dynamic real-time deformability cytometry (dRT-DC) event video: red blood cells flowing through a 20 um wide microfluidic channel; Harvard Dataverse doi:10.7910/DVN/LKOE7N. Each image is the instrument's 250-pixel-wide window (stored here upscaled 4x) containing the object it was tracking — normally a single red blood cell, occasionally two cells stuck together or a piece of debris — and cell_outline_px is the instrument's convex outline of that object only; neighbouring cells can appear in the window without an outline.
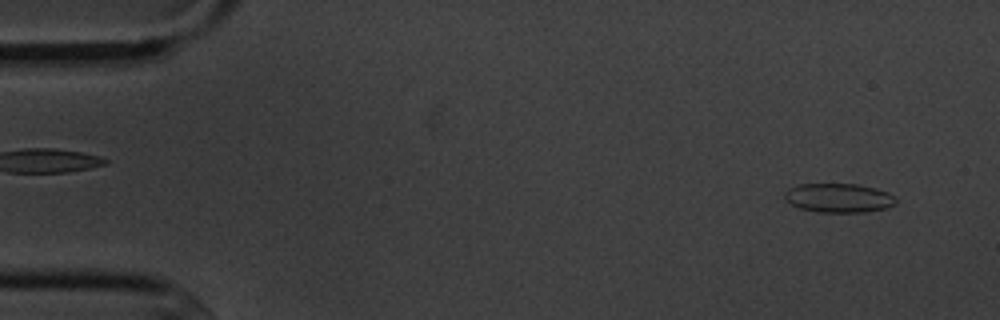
{"species": "common noctule bat (a hibernating species)", "species_latin": "Nyctalus noctula", "temperature_condition": "cold", "stored_images_in_passage": 5, "segment_of_instrument_passage": [2, 2], "camera_frame_rate_fps": 3000, "um_per_image_px": 0.085, "animal": {"sex": "male", "body_mass_g": 20.1, "forearm_length_mm": 53.5}, "frame": {"image": 1, "passage_image": 5, "time_ms": 4.667, "image_size_px": [1000, 320], "cell_outline_px": [[896, 204], [884, 208], [864, 212], [816, 212], [800, 208], [792, 204], [784, 196], [784, 192], [788, 188], [800, 184], [856, 184], [876, 188], [888, 192], [896, 200]], "centroid_in_image_um": [71.28, 16.82], "position_along_channel_um": 13.7, "area_um2": 18.73}}